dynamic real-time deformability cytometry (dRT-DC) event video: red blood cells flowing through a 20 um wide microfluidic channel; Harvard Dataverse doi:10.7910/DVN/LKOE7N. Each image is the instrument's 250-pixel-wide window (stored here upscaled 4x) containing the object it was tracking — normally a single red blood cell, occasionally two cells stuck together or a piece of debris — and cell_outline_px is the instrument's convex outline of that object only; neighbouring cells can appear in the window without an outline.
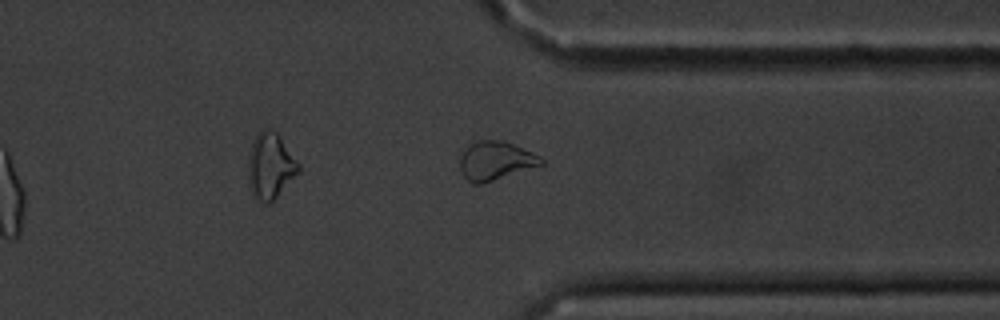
{"species": "common noctule bat (a hibernating species)", "species_latin": "Nyctalus noctula", "temperature_condition": "cold", "stored_images_in_passage": 15, "camera_frame_rate_fps": 3000, "um_per_image_px": 0.085, "animal": {"sex": "male", "body_mass_g": 20.1, "forearm_length_mm": 53.5}, "frame": {"image": 1, "passage_image": 11, "time_ms": 12.667, "image_size_px": [1000, 320], "cell_outline_px": [[544, 164], [480, 184], [472, 184], [460, 172], [460, 156], [464, 148], [472, 140], [504, 140], [532, 152], [540, 156], [544, 160]], "centroid_in_image_um": [42.08, 13.63], "position_along_channel_um": 369.3, "area_um2": 18.44}}